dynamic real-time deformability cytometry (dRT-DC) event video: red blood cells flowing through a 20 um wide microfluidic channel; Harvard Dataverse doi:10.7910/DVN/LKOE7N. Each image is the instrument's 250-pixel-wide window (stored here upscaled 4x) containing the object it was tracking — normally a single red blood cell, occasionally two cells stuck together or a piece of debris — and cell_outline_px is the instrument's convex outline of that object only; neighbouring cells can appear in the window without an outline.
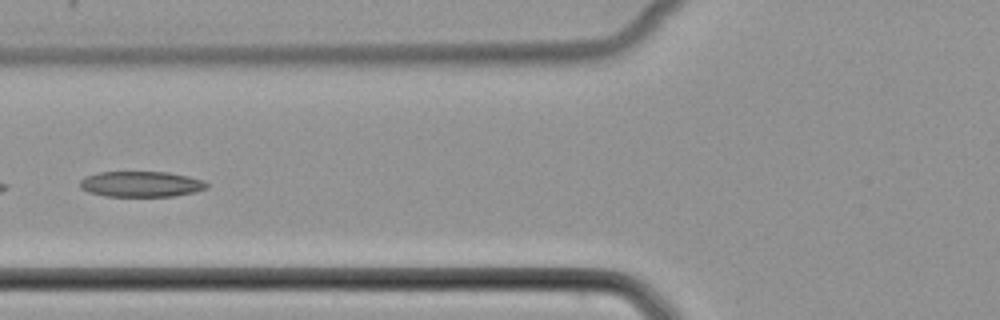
{"species": "common noctule bat (a hibernating species)", "species_latin": "Nyctalus noctula", "temperature_condition": "cold", "stored_images_in_passage": 51, "camera_frame_rate_fps": 3000, "um_per_image_px": 0.085, "animal": {"sex": "female", "body_mass_g": 22.7, "forearm_length_mm": 54.2}, "frame": {"image": 1, "passage_image": 22, "time_ms": 7.0, "image_size_px": [1000, 320], "cell_outline_px": [[208, 188], [196, 192], [172, 196], [104, 196], [88, 192], [80, 188], [80, 180], [96, 172], [168, 172], [188, 176], [204, 180], [208, 184]], "centroid_in_image_um": [12.01, 15.65], "position_along_channel_um": 113.8, "area_um2": 19.02}}
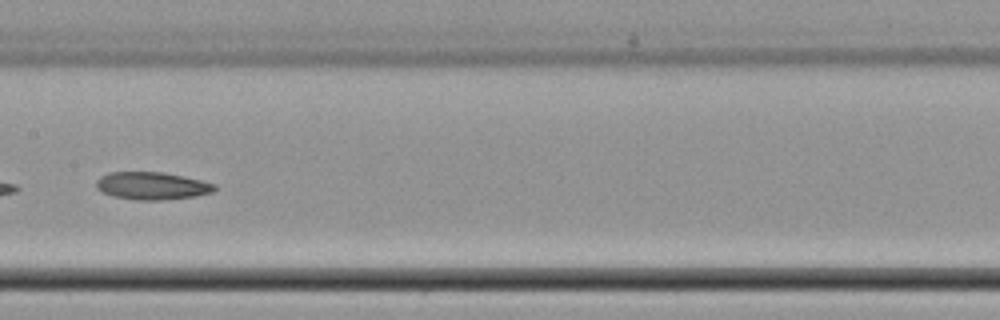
{"frame": {"image": 2, "passage_image": 28, "time_ms": 9.0, "image_size_px": [1000, 320], "cell_outline_px": [[216, 188], [212, 192], [196, 196], [160, 200], [136, 200], [112, 196], [96, 188], [96, 180], [100, 176], [108, 172], [160, 172], [200, 180], [216, 184]], "centroid_in_image_um": [12.88, 15.8], "position_along_channel_um": 194.5, "area_um2": 18.9}}
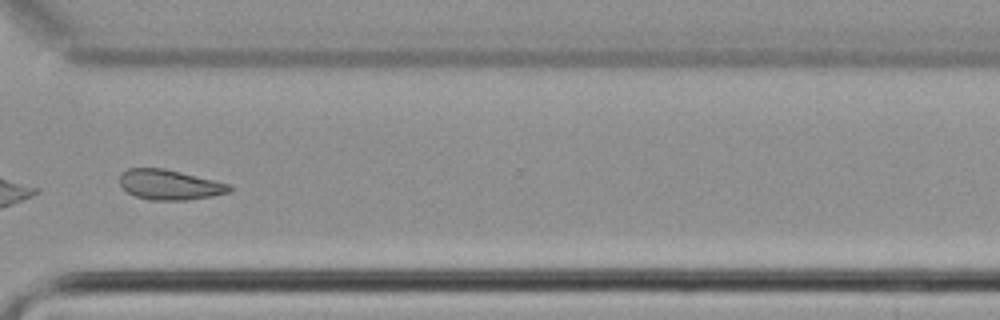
{"frame": {"image": 3, "passage_image": 40, "time_ms": 13.0, "image_size_px": [1000, 320], "cell_outline_px": [[232, 188], [228, 192], [212, 196], [188, 200], [152, 200], [136, 196], [128, 192], [120, 184], [120, 176], [128, 168], [164, 168], [232, 184]], "centroid_in_image_um": [14.45, 15.7], "position_along_channel_um": 356.2, "area_um2": 19.13}}